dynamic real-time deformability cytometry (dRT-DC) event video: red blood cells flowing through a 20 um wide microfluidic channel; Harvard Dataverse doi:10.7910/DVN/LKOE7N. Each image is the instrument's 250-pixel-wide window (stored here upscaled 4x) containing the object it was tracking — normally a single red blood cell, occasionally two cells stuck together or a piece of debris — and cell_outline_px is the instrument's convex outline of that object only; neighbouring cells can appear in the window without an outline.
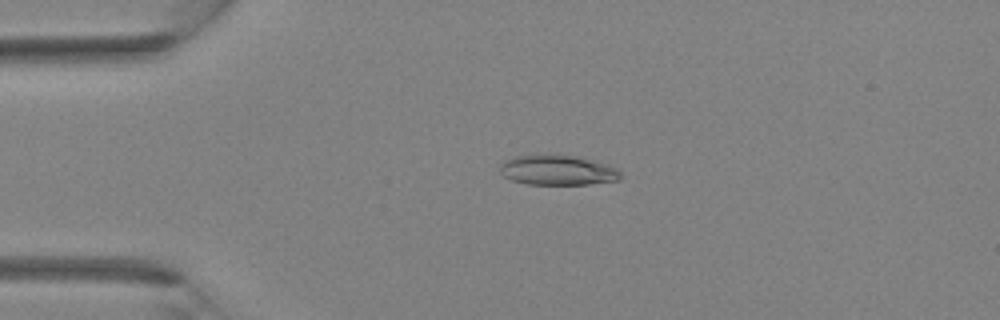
{"species": "Egyptian fruit bat (a non-hibernating species)", "species_latin": "Rousettus aegyptiacus", "temperature_condition": "room temperature", "stored_images_in_passage": 37, "camera_frame_rate_fps": 3000, "um_per_image_px": 0.085, "animal": {"sex": "female"}, "frame": {"image": 1, "passage_image": 8, "time_ms": 2.333, "image_size_px": [1000, 320], "cell_outline_px": [[624, 176], [620, 180], [588, 184], [528, 184], [512, 180], [504, 176], [500, 172], [500, 164], [504, 160], [516, 156], [576, 156], [608, 164], [616, 168]], "centroid_in_image_um": [47.44, 14.48], "position_along_channel_um": 37.6, "area_um2": 20.81}}
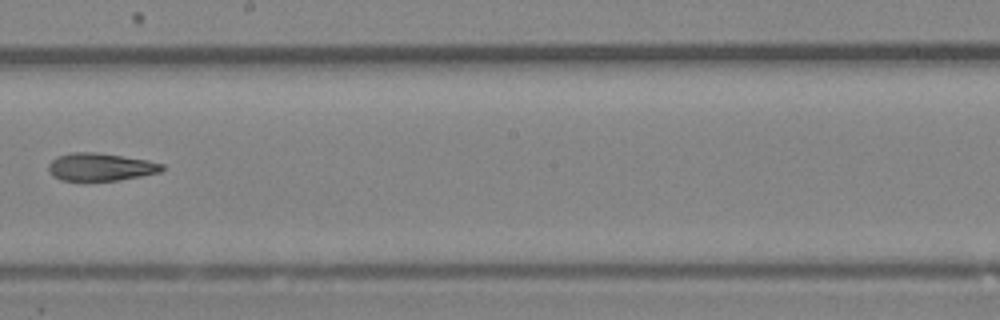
{"frame": {"image": 2, "passage_image": 21, "time_ms": 6.667, "image_size_px": [1000, 320], "cell_outline_px": [[164, 168], [160, 172], [120, 180], [60, 180], [52, 176], [48, 172], [48, 164], [56, 156], [72, 152], [96, 152], [148, 160], [164, 164]], "centroid_in_image_um": [8.51, 14.18], "position_along_channel_um": 239.7, "area_um2": 18.38}}
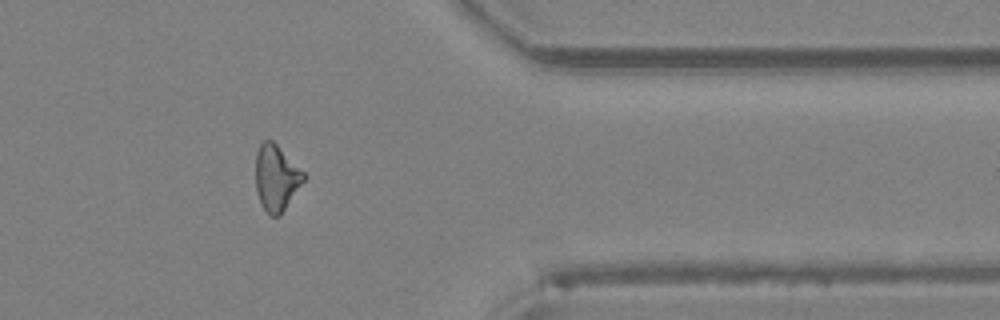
{"frame": {"image": 3, "passage_image": 30, "time_ms": 9.667, "image_size_px": [1000, 320], "cell_outline_px": [[304, 180], [280, 216], [268, 216], [260, 204], [256, 188], [256, 152], [260, 144], [264, 140], [272, 140], [304, 172]], "centroid_in_image_um": [23.46, 15.14], "position_along_channel_um": 387.9, "area_um2": 18.32}}